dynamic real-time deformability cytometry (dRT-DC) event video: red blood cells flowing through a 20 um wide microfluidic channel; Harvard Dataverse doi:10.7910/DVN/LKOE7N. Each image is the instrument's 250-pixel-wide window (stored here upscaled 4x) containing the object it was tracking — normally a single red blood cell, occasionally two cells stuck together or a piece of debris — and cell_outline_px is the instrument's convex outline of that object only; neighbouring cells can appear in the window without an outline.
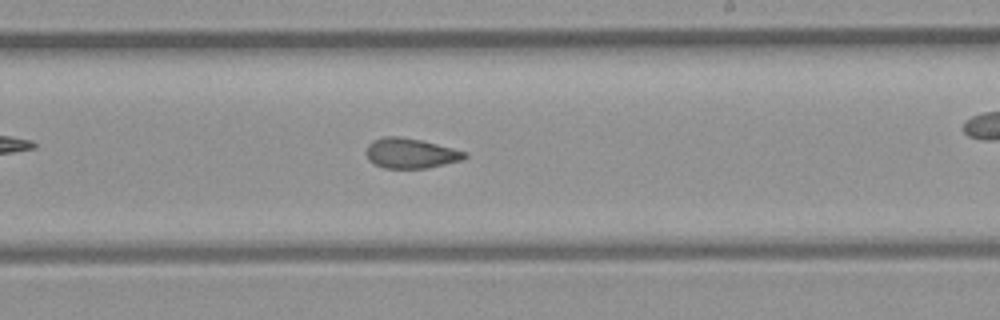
{"species": "common noctule bat (a hibernating species)", "species_latin": "Nyctalus noctula", "temperature_condition": "room temperature", "stored_images_in_passage": 52, "camera_frame_rate_fps": 3000, "um_per_image_px": 0.085, "animal": {"sex": "female", "body_mass_g": 21.9}, "frame": {"image": 1, "passage_image": 30, "time_ms": 9.667, "image_size_px": [1000, 320], "cell_outline_px": [[468, 156], [464, 160], [428, 168], [384, 168], [368, 160], [364, 152], [368, 144], [372, 140], [384, 136], [400, 136], [420, 140], [468, 152]], "centroid_in_image_um": [34.9, 13.03], "position_along_channel_um": 254.1, "area_um2": 17.46}, "authors_computed_cell_mechanics": {"area_um2": 18.3515, "velocity_mm_per_s": 4.0277, "shape_relaxation_time_tau1_ms": null, "shape_relaxation_time_tau2_ms": 2.8487, "deformation_change_tau1": null, "deformation_change_tau2": 0.0916}}